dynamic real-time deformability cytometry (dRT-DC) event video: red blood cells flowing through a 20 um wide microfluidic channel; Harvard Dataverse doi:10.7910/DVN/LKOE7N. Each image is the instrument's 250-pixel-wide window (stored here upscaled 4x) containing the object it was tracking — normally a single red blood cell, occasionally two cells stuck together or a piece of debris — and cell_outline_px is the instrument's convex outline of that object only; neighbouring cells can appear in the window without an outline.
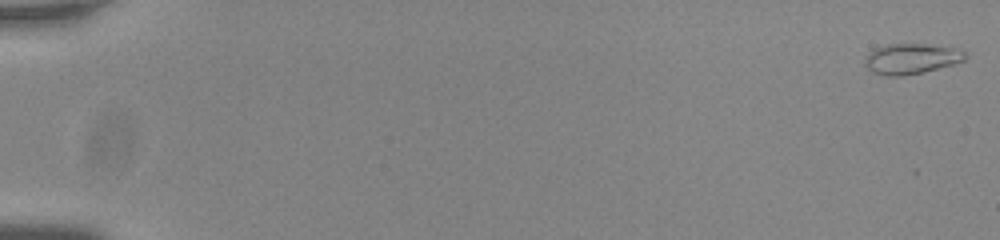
{"species": "common noctule bat (a hibernating species)", "species_latin": "Nyctalus noctula", "temperature_condition": "room temperature", "stored_images_in_passage": 56, "camera_frame_rate_fps": 3000, "um_per_image_px": 0.085, "animal": {"sex": "male", "body_mass_g": 20.0, "forearm_length_mm": 53.3}, "frame": {"image": 1, "passage_image": 1, "time_ms": 0.0, "image_size_px": [1000, 240], "cell_outline_px": [[968, 56], [964, 60], [952, 64], [904, 76], [888, 76], [872, 72], [864, 64], [864, 60], [876, 48], [888, 44], [924, 44], [956, 48], [964, 52]], "centroid_in_image_um": [77.45, 4.99], "position_along_channel_um": 7.5, "area_um2": 17.4}}
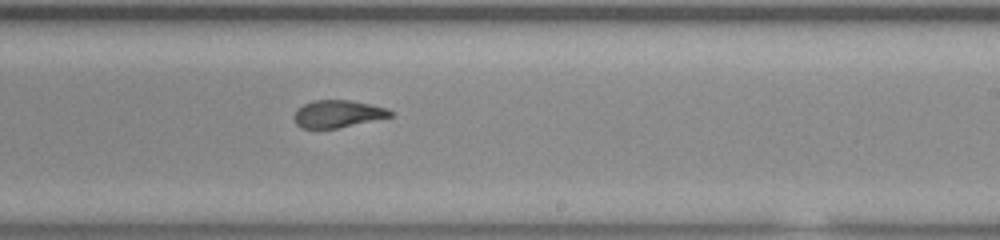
{"frame": {"image": 2, "passage_image": 36, "time_ms": 11.667, "image_size_px": [1000, 240], "cell_outline_px": [[396, 112], [392, 116], [336, 128], [300, 128], [296, 124], [292, 116], [296, 108], [312, 100], [352, 100], [384, 108]], "centroid_in_image_um": [28.64, 9.67], "position_along_channel_um": 260.4, "area_um2": 15.32}}
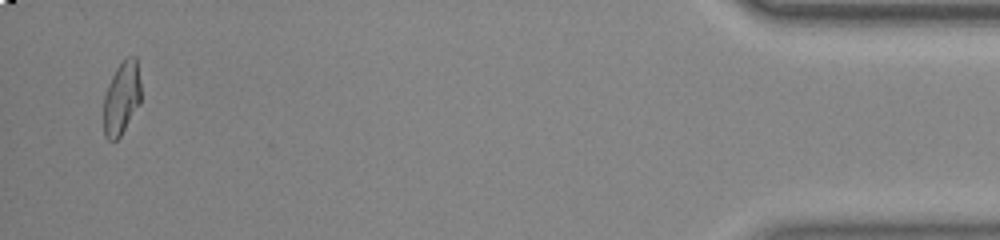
{"frame": {"image": 3, "passage_image": 55, "time_ms": 18.0, "image_size_px": [1000, 240], "cell_outline_px": [[140, 104], [120, 136], [116, 140], [108, 140], [104, 136], [104, 96], [108, 84], [116, 68], [128, 56], [136, 56], [140, 80]], "centroid_in_image_um": [10.34, 8.34], "position_along_channel_um": 424.9, "area_um2": 15.84}, "authors_computed_cell_mechanics": {"area_um2": 16.5019, "velocity_mm_per_s": 3.7642, "shape_relaxation_time_tau1_ms": null, "shape_relaxation_time_tau2_ms": 1.5312, "deformation_change_tau1": null, "deformation_change_tau2": 0.0727}}